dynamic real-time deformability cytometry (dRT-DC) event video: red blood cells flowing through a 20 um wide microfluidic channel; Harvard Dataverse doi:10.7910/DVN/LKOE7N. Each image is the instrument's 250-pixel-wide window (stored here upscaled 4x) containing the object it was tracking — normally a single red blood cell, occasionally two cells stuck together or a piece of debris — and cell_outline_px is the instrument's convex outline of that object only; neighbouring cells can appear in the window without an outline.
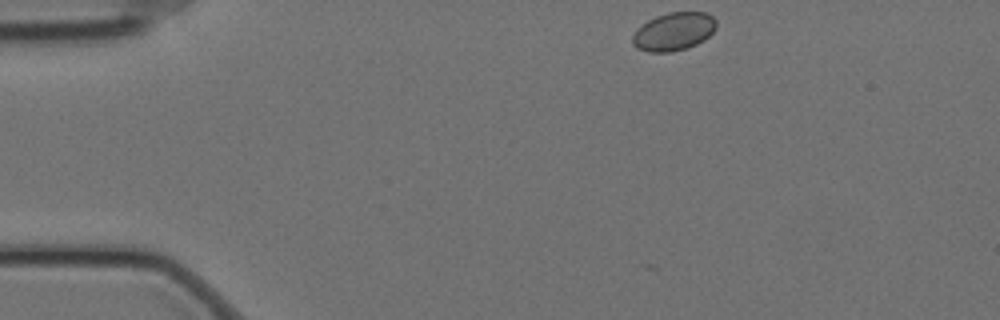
{"species": "Egyptian fruit bat (a non-hibernating species)", "species_latin": "Rousettus aegyptiacus", "temperature_condition": "cold", "stored_images_in_passage": 50, "camera_frame_rate_fps": 3000, "um_per_image_px": 0.085, "animal": {"sex": "female"}, "frame": {"image": 1, "passage_image": 1, "time_ms": 0.0, "image_size_px": [1000, 320], "cell_outline_px": [[716, 28], [704, 40], [688, 48], [672, 52], [648, 52], [636, 48], [632, 44], [632, 36], [648, 20], [656, 16], [668, 12], [704, 12], [712, 16], [716, 20]], "centroid_in_image_um": [57.27, 2.69], "position_along_channel_um": 27.7, "area_um2": 18.55}}
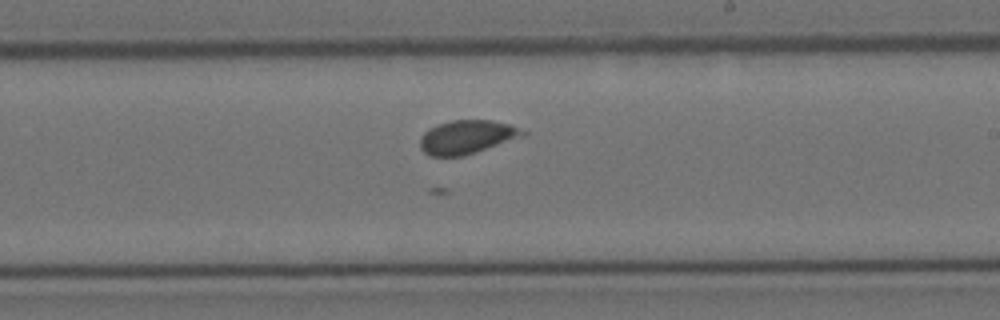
{"frame": {"image": 2, "passage_image": 26, "time_ms": 8.333, "image_size_px": [1000, 320], "cell_outline_px": [[528, 136], [464, 156], [432, 156], [424, 152], [420, 148], [420, 136], [424, 132], [440, 124], [452, 120], [492, 120], [508, 124], [528, 132]], "centroid_in_image_um": [39.75, 11.66], "position_along_channel_um": 249.3, "area_um2": 20.29}}
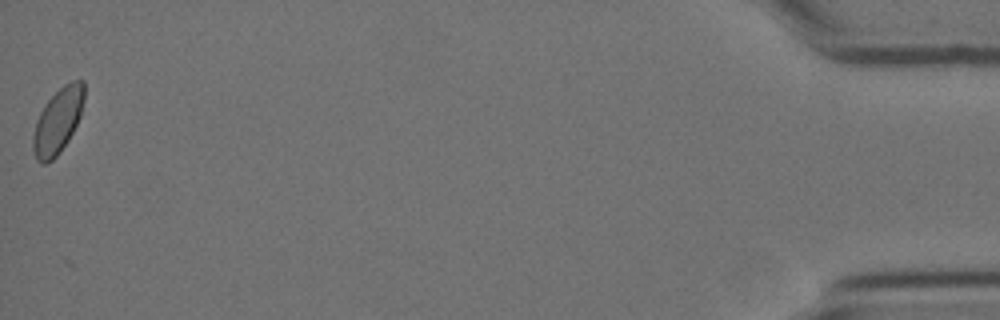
{"frame": {"image": 3, "passage_image": 50, "time_ms": 16.333, "image_size_px": [1000, 320], "cell_outline_px": [[84, 100], [80, 116], [68, 140], [60, 152], [52, 160], [44, 164], [40, 164], [36, 160], [32, 148], [32, 136], [36, 120], [40, 112], [48, 100], [64, 84], [72, 80], [84, 80]], "centroid_in_image_um": [4.9, 10.29], "position_along_channel_um": 430.3, "area_um2": 19.42}}